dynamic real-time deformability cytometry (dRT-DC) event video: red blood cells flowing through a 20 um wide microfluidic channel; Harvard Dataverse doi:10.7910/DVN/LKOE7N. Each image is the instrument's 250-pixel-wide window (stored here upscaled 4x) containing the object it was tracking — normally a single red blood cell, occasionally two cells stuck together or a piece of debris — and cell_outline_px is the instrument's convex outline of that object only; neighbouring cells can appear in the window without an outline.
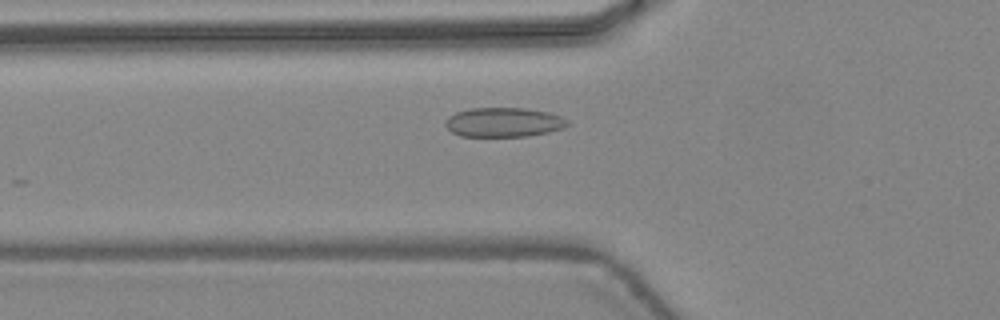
{"species": "common noctule bat (a hibernating species)", "species_latin": "Nyctalus noctula", "temperature_condition": "warm", "stored_images_in_passage": 33, "camera_frame_rate_fps": 3000, "um_per_image_px": 0.085, "animal": {"sex": "female", "body_mass_g": 24.6, "forearm_length_mm": 56.2}, "frame": {"image": 1, "passage_image": 13, "time_ms": 4.0, "image_size_px": [1000, 320], "cell_outline_px": [[568, 124], [564, 128], [548, 132], [528, 136], [460, 136], [452, 132], [444, 124], [444, 120], [448, 116], [456, 112], [468, 108], [528, 108], [548, 112], [560, 116], [568, 120]], "centroid_in_image_um": [42.79, 10.38], "position_along_channel_um": 83.0, "area_um2": 21.04}}
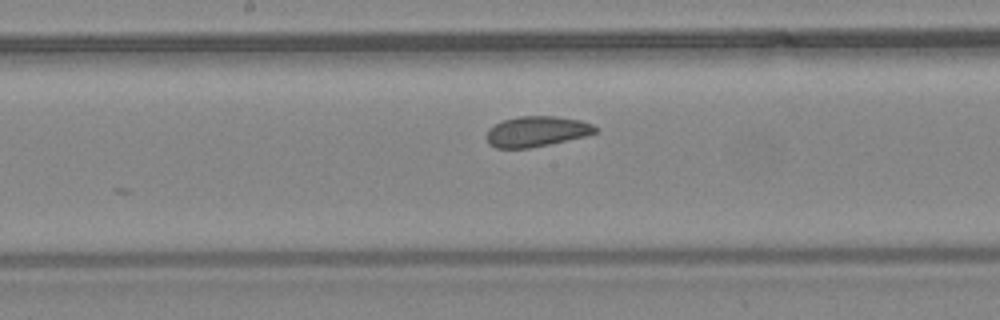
{"frame": {"image": 2, "passage_image": 21, "time_ms": 6.667, "image_size_px": [1000, 320], "cell_outline_px": [[600, 128], [596, 132], [584, 136], [548, 144], [528, 148], [496, 148], [488, 144], [488, 128], [504, 120], [520, 116], [556, 116], [580, 120], [592, 124]], "centroid_in_image_um": [45.63, 11.16], "position_along_channel_um": 202.6, "area_um2": 19.07}}
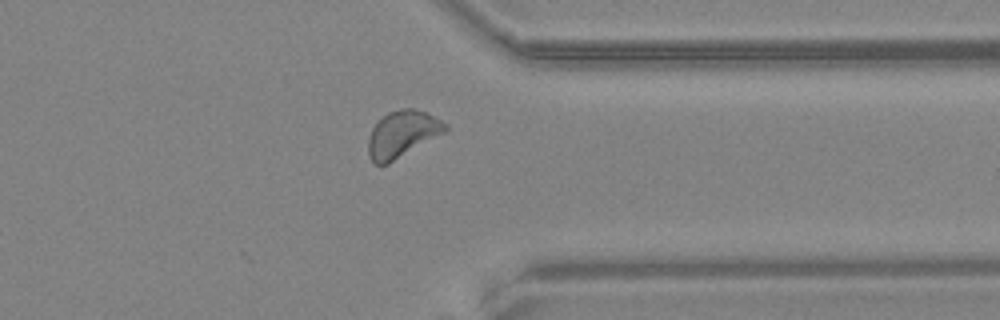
{"frame": {"image": 3, "passage_image": 33, "time_ms": 10.667, "image_size_px": [1000, 320], "cell_outline_px": [[448, 128], [444, 132], [388, 164], [376, 164], [372, 160], [368, 152], [368, 140], [372, 128], [388, 112], [400, 108], [412, 108], [424, 112], [448, 124]], "centroid_in_image_um": [34.18, 11.39], "position_along_channel_um": 377.2, "area_um2": 20.4}, "authors_computed_cell_mechanics": {"area_um2": 20.1722, "velocity_mm_per_s": 4.439, "shape_relaxation_time_tau1_ms": null, "shape_relaxation_time_tau2_ms": 2.0404, "deformation_change_tau1": null, "deformation_change_tau2": 0.0666}}